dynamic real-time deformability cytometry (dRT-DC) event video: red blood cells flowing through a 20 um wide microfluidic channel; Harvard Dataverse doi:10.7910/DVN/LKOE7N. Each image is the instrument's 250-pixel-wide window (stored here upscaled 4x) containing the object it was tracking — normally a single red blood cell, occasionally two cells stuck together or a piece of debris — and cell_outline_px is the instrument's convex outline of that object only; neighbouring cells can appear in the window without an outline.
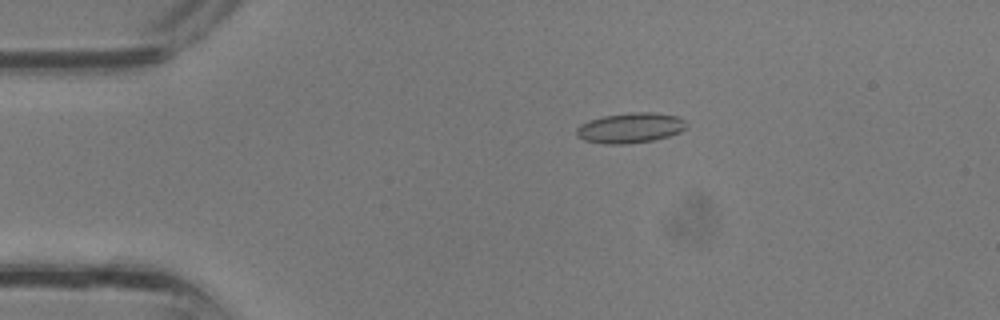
{"species": "common noctule bat (a hibernating species)", "species_latin": "Nyctalus noctula", "temperature_condition": "room temperature", "stored_images_in_passage": 30, "camera_frame_rate_fps": 3000, "um_per_image_px": 0.085, "animal": {"sex": "male", "body_mass_g": 13.3}, "frame": {"image": 1, "passage_image": 2, "time_ms": 0.333, "image_size_px": [1000, 320], "cell_outline_px": [[688, 128], [680, 132], [668, 136], [652, 140], [620, 144], [608, 144], [584, 140], [576, 136], [576, 128], [580, 124], [588, 120], [604, 116], [632, 112], [652, 112], [680, 116], [688, 124]], "centroid_in_image_um": [53.6, 10.85], "position_along_channel_um": 31.4, "area_um2": 19.42}}
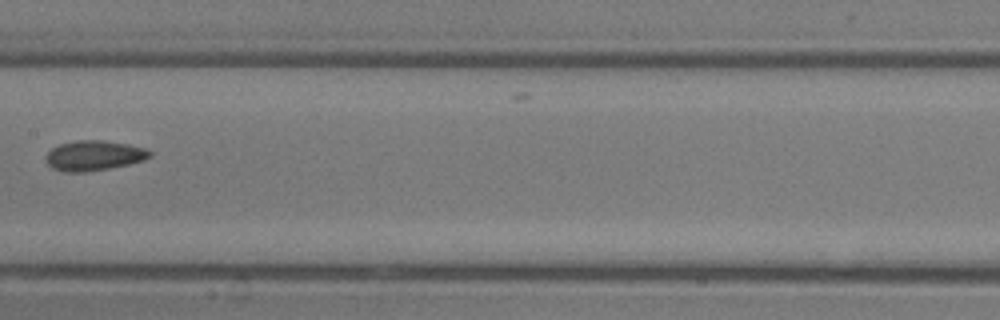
{"frame": {"image": 2, "passage_image": 13, "time_ms": 4.0, "image_size_px": [1000, 320], "cell_outline_px": [[152, 156], [144, 160], [128, 164], [108, 168], [84, 172], [64, 172], [52, 168], [48, 164], [48, 152], [52, 148], [60, 144], [76, 140], [100, 140], [128, 144], [144, 148], [152, 152]], "centroid_in_image_um": [8.01, 13.22], "position_along_channel_um": 199.4, "area_um2": 17.98}}
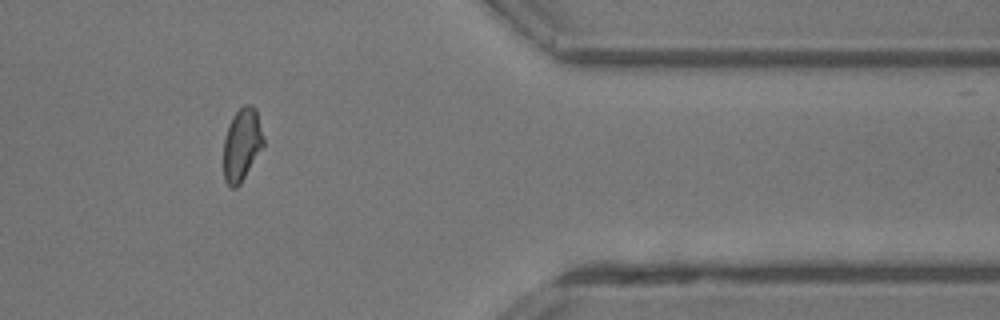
{"frame": {"image": 3, "passage_image": 24, "time_ms": 7.667, "image_size_px": [1000, 320], "cell_outline_px": [[264, 144], [240, 184], [236, 188], [232, 188], [224, 180], [224, 136], [232, 116], [244, 104], [252, 104], [256, 108], [264, 140]], "centroid_in_image_um": [20.55, 12.26], "position_along_channel_um": 390.9, "area_um2": 16.82}}